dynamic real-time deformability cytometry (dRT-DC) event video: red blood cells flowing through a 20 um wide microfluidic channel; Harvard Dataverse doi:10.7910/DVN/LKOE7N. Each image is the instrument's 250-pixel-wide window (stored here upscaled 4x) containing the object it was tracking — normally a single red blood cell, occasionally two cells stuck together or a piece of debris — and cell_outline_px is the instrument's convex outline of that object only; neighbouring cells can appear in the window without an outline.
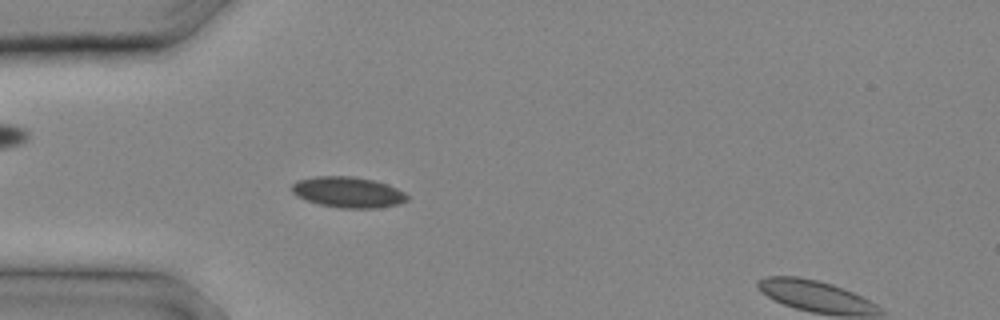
{"species": "common noctule bat (a hibernating species)", "species_latin": "Nyctalus noctula", "temperature_condition": "cold", "stored_images_in_passage": 7, "camera_frame_rate_fps": 3000, "um_per_image_px": 0.085, "animal": {"sex": "male", "body_mass_g": 20.4}, "frame": {"image": 1, "passage_image": 6, "time_ms": 1.667, "image_size_px": [1000, 320], "cell_outline_px": [[408, 200], [396, 204], [376, 208], [340, 208], [320, 204], [296, 196], [292, 192], [292, 184], [296, 180], [316, 176], [352, 176], [372, 180], [388, 184], [404, 192], [408, 196]], "centroid_in_image_um": [29.56, 16.33], "position_along_channel_um": 55.4, "area_um2": 20.58}}